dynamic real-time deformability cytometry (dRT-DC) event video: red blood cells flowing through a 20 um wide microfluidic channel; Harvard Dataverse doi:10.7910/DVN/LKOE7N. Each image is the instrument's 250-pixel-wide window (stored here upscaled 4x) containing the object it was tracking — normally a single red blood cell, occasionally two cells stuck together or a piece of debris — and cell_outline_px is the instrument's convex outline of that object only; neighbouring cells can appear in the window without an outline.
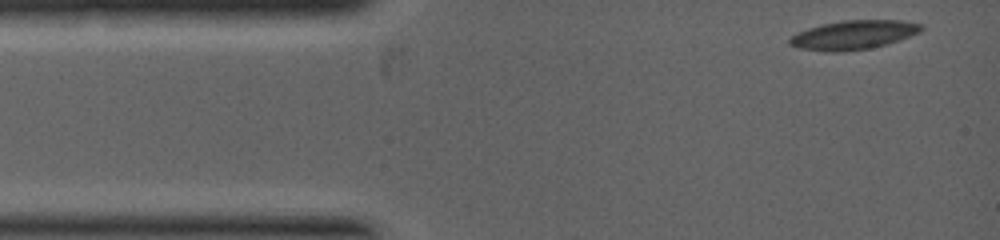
{"species": "common noctule bat (a hibernating species)", "species_latin": "Nyctalus noctula", "temperature_condition": "warm", "stored_images_in_passage": 9, "camera_frame_rate_fps": 5000, "um_per_image_px": 0.085, "animal": {"sex": "female", "body_mass_g": 19.0, "forearm_length_mm": 53.3}, "frame": {"image": 1, "passage_image": 1, "time_ms": 0.0, "image_size_px": [1000, 240], "cell_outline_px": [[924, 28], [920, 32], [884, 44], [868, 48], [836, 52], [832, 52], [800, 48], [788, 44], [788, 40], [792, 36], [808, 28], [840, 20], [900, 20], [920, 24]], "centroid_in_image_um": [72.52, 2.95], "position_along_channel_um": 12.5, "area_um2": 21.73}}
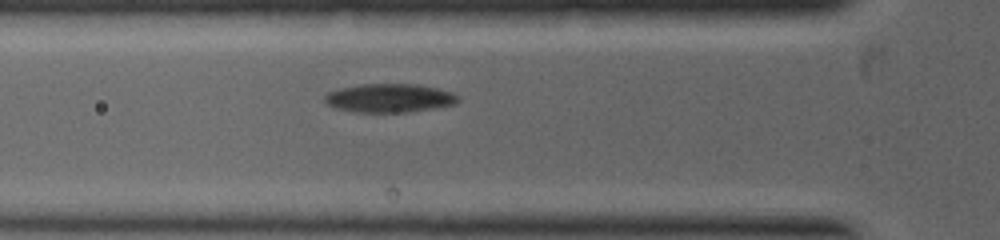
{"frame": {"image": 2, "passage_image": 5, "time_ms": 2.0, "image_size_px": [1000, 240], "cell_outline_px": [[460, 100], [456, 104], [432, 108], [404, 112], [356, 112], [336, 108], [324, 104], [324, 96], [328, 92], [340, 88], [360, 84], [420, 84], [452, 92], [460, 96]], "centroid_in_image_um": [33.09, 8.33], "position_along_channel_um": 92.7, "area_um2": 22.37}}